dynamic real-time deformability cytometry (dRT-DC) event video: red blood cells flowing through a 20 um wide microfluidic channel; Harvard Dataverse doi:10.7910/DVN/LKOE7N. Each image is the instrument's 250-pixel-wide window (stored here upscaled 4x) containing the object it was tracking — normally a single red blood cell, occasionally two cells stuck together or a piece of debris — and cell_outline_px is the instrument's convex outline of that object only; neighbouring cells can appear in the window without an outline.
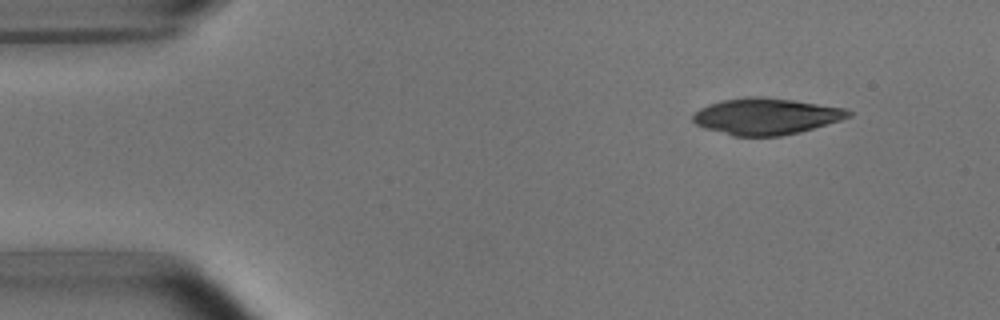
{"species": "common noctule bat (a hibernating species)", "species_latin": "Nyctalus noctula", "temperature_condition": "room temperature", "stored_images_in_passage": 3, "camera_frame_rate_fps": 3000, "um_per_image_px": 0.085, "animal": {"sex": "male", "body_mass_g": 15.6}, "frame": {"image": 1, "passage_image": 1, "time_ms": 0.0, "image_size_px": [1000, 320], "cell_outline_px": [[852, 116], [840, 120], [800, 132], [780, 136], [732, 136], [704, 128], [696, 124], [692, 120], [692, 116], [700, 108], [708, 104], [720, 100], [744, 96], [764, 96], [796, 100], [844, 108], [852, 112]], "centroid_in_image_um": [65.09, 9.87], "position_along_channel_um": 19.9, "area_um2": 33.29}}